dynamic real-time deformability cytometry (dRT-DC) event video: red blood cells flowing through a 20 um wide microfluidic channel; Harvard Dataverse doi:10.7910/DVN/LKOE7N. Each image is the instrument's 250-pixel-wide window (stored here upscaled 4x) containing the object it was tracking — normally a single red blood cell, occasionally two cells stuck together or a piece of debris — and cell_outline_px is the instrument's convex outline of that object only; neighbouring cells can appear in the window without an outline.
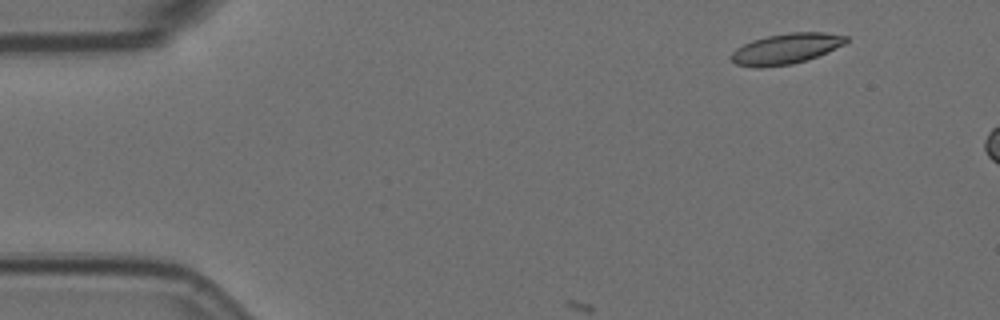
{"species": "Egyptian fruit bat (a non-hibernating species)", "species_latin": "Rousettus aegyptiacus", "temperature_condition": "room temperature", "stored_images_in_passage": 4, "camera_frame_rate_fps": 3000, "um_per_image_px": 0.085, "animal": {"sex": "female"}, "frame": {"image": 1, "passage_image": 2, "time_ms": 0.333, "image_size_px": [1000, 320], "cell_outline_px": [[848, 40], [844, 44], [816, 56], [792, 64], [760, 68], [756, 68], [736, 64], [728, 56], [736, 48], [752, 40], [768, 36], [788, 32], [824, 32], [848, 36]], "centroid_in_image_um": [66.76, 4.14], "position_along_channel_um": 18.2, "area_um2": 20.35}}